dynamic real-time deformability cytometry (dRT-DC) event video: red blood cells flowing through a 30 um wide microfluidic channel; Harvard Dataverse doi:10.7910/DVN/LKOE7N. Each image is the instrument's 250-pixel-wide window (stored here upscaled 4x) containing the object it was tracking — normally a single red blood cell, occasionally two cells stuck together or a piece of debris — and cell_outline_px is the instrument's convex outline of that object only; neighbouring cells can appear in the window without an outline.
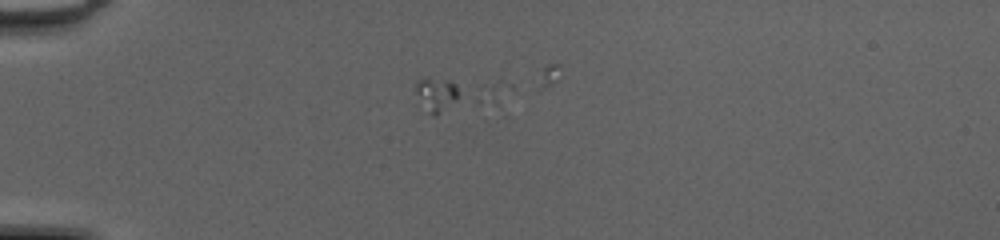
{"species": "common noctule bat (a hibernating species)", "species_latin": "Nyctalus noctula", "temperature_condition": "cold", "stored_images_in_passage": 46, "segment_of_instrument_passage": [1, 2], "camera_frame_rate_fps": 3000, "um_per_image_px": 0.085, "animal": {"sex": "female", "body_mass_g": 20.0, "forearm_length_mm": 54.0}, "frame": {"image": 1, "passage_image": 10, "time_ms": 3.0, "image_size_px": [1000, 240], "cell_outline_px": [[512, 88], [500, 104], [432, 116], [428, 112], [416, 92], [416, 80], [424, 76], [428, 76], [500, 80], [512, 84]], "centroid_in_image_um": [39.07, 7.95], "position_along_channel_um": 45.9, "area_um2": 20.11}}
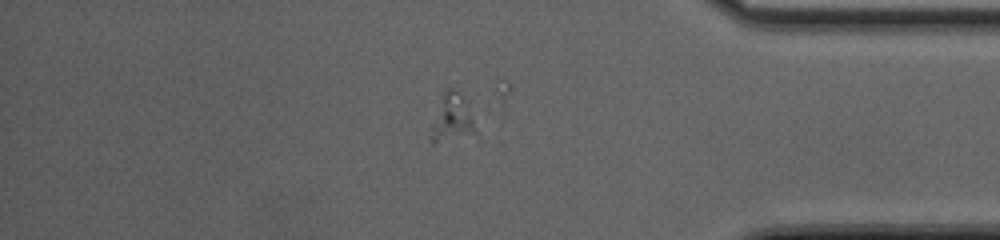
{"frame": {"image": 2, "passage_image": 39, "time_ms": 12.667, "image_size_px": [1000, 240], "cell_outline_px": [[480, 140], [432, 144], [432, 124], [444, 92], [448, 88], [452, 88], [460, 96], [472, 120]], "centroid_in_image_um": [38.49, 10.28], "position_along_channel_um": 396.7, "area_um2": 12.54}}